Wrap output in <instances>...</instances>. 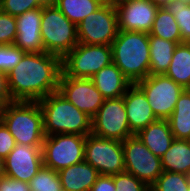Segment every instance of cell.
<instances>
[{"label": "cell", "instance_id": "cell-1", "mask_svg": "<svg viewBox=\"0 0 190 191\" xmlns=\"http://www.w3.org/2000/svg\"><path fill=\"white\" fill-rule=\"evenodd\" d=\"M61 73V57L46 52H26L7 73L8 89L13 101L38 102L58 91Z\"/></svg>", "mask_w": 190, "mask_h": 191}, {"label": "cell", "instance_id": "cell-2", "mask_svg": "<svg viewBox=\"0 0 190 191\" xmlns=\"http://www.w3.org/2000/svg\"><path fill=\"white\" fill-rule=\"evenodd\" d=\"M112 62L132 84L150 75L149 34L118 30L111 44Z\"/></svg>", "mask_w": 190, "mask_h": 191}, {"label": "cell", "instance_id": "cell-3", "mask_svg": "<svg viewBox=\"0 0 190 191\" xmlns=\"http://www.w3.org/2000/svg\"><path fill=\"white\" fill-rule=\"evenodd\" d=\"M46 136L54 134H91V117L80 111L58 91L38 101Z\"/></svg>", "mask_w": 190, "mask_h": 191}, {"label": "cell", "instance_id": "cell-4", "mask_svg": "<svg viewBox=\"0 0 190 191\" xmlns=\"http://www.w3.org/2000/svg\"><path fill=\"white\" fill-rule=\"evenodd\" d=\"M1 121L16 144L42 146L45 133L43 113L38 102L13 101L3 107Z\"/></svg>", "mask_w": 190, "mask_h": 191}, {"label": "cell", "instance_id": "cell-5", "mask_svg": "<svg viewBox=\"0 0 190 191\" xmlns=\"http://www.w3.org/2000/svg\"><path fill=\"white\" fill-rule=\"evenodd\" d=\"M41 38L44 52L63 58L77 44V26L56 6L42 7Z\"/></svg>", "mask_w": 190, "mask_h": 191}, {"label": "cell", "instance_id": "cell-6", "mask_svg": "<svg viewBox=\"0 0 190 191\" xmlns=\"http://www.w3.org/2000/svg\"><path fill=\"white\" fill-rule=\"evenodd\" d=\"M112 63L111 45L78 43L62 58V73L73 78L91 79Z\"/></svg>", "mask_w": 190, "mask_h": 191}, {"label": "cell", "instance_id": "cell-7", "mask_svg": "<svg viewBox=\"0 0 190 191\" xmlns=\"http://www.w3.org/2000/svg\"><path fill=\"white\" fill-rule=\"evenodd\" d=\"M86 136L54 134L42 144L43 166L56 172L84 161Z\"/></svg>", "mask_w": 190, "mask_h": 191}, {"label": "cell", "instance_id": "cell-8", "mask_svg": "<svg viewBox=\"0 0 190 191\" xmlns=\"http://www.w3.org/2000/svg\"><path fill=\"white\" fill-rule=\"evenodd\" d=\"M84 160L92 165L99 175L113 176L125 172L122 141L86 136Z\"/></svg>", "mask_w": 190, "mask_h": 191}, {"label": "cell", "instance_id": "cell-9", "mask_svg": "<svg viewBox=\"0 0 190 191\" xmlns=\"http://www.w3.org/2000/svg\"><path fill=\"white\" fill-rule=\"evenodd\" d=\"M118 33L116 8L105 2L77 25L78 43L111 45Z\"/></svg>", "mask_w": 190, "mask_h": 191}, {"label": "cell", "instance_id": "cell-10", "mask_svg": "<svg viewBox=\"0 0 190 191\" xmlns=\"http://www.w3.org/2000/svg\"><path fill=\"white\" fill-rule=\"evenodd\" d=\"M125 171L146 185H153L162 174L161 158L155 156L134 134L122 141Z\"/></svg>", "mask_w": 190, "mask_h": 191}, {"label": "cell", "instance_id": "cell-11", "mask_svg": "<svg viewBox=\"0 0 190 191\" xmlns=\"http://www.w3.org/2000/svg\"><path fill=\"white\" fill-rule=\"evenodd\" d=\"M136 84L143 90L153 113L160 120L171 116L177 99L185 90L165 74L148 75Z\"/></svg>", "mask_w": 190, "mask_h": 191}, {"label": "cell", "instance_id": "cell-12", "mask_svg": "<svg viewBox=\"0 0 190 191\" xmlns=\"http://www.w3.org/2000/svg\"><path fill=\"white\" fill-rule=\"evenodd\" d=\"M91 134L124 141L131 132L123 97L105 99L98 112L91 118Z\"/></svg>", "mask_w": 190, "mask_h": 191}, {"label": "cell", "instance_id": "cell-13", "mask_svg": "<svg viewBox=\"0 0 190 191\" xmlns=\"http://www.w3.org/2000/svg\"><path fill=\"white\" fill-rule=\"evenodd\" d=\"M58 92L91 118L105 101L92 79L68 77L63 73L59 79Z\"/></svg>", "mask_w": 190, "mask_h": 191}, {"label": "cell", "instance_id": "cell-14", "mask_svg": "<svg viewBox=\"0 0 190 191\" xmlns=\"http://www.w3.org/2000/svg\"><path fill=\"white\" fill-rule=\"evenodd\" d=\"M42 166V146L16 144L4 159V175L29 183Z\"/></svg>", "mask_w": 190, "mask_h": 191}, {"label": "cell", "instance_id": "cell-15", "mask_svg": "<svg viewBox=\"0 0 190 191\" xmlns=\"http://www.w3.org/2000/svg\"><path fill=\"white\" fill-rule=\"evenodd\" d=\"M118 30L150 33L159 6L151 0H134L115 6Z\"/></svg>", "mask_w": 190, "mask_h": 191}, {"label": "cell", "instance_id": "cell-16", "mask_svg": "<svg viewBox=\"0 0 190 191\" xmlns=\"http://www.w3.org/2000/svg\"><path fill=\"white\" fill-rule=\"evenodd\" d=\"M42 7L26 11L15 17L17 35L14 45L24 52L43 53L41 38Z\"/></svg>", "mask_w": 190, "mask_h": 191}, {"label": "cell", "instance_id": "cell-17", "mask_svg": "<svg viewBox=\"0 0 190 191\" xmlns=\"http://www.w3.org/2000/svg\"><path fill=\"white\" fill-rule=\"evenodd\" d=\"M123 99L128 124L133 134H137L141 129L158 120L148 103L145 93L137 84H132L126 90Z\"/></svg>", "mask_w": 190, "mask_h": 191}, {"label": "cell", "instance_id": "cell-18", "mask_svg": "<svg viewBox=\"0 0 190 191\" xmlns=\"http://www.w3.org/2000/svg\"><path fill=\"white\" fill-rule=\"evenodd\" d=\"M91 79L105 99L123 97L126 90L132 85L113 62L100 69Z\"/></svg>", "mask_w": 190, "mask_h": 191}, {"label": "cell", "instance_id": "cell-19", "mask_svg": "<svg viewBox=\"0 0 190 191\" xmlns=\"http://www.w3.org/2000/svg\"><path fill=\"white\" fill-rule=\"evenodd\" d=\"M62 189L66 191H90L99 176L98 171L85 160L58 172Z\"/></svg>", "mask_w": 190, "mask_h": 191}, {"label": "cell", "instance_id": "cell-20", "mask_svg": "<svg viewBox=\"0 0 190 191\" xmlns=\"http://www.w3.org/2000/svg\"><path fill=\"white\" fill-rule=\"evenodd\" d=\"M145 146L157 157H162L169 149L174 136L168 120H156L136 134Z\"/></svg>", "mask_w": 190, "mask_h": 191}, {"label": "cell", "instance_id": "cell-21", "mask_svg": "<svg viewBox=\"0 0 190 191\" xmlns=\"http://www.w3.org/2000/svg\"><path fill=\"white\" fill-rule=\"evenodd\" d=\"M162 167L167 172L190 173V140L174 139L161 157Z\"/></svg>", "mask_w": 190, "mask_h": 191}, {"label": "cell", "instance_id": "cell-22", "mask_svg": "<svg viewBox=\"0 0 190 191\" xmlns=\"http://www.w3.org/2000/svg\"><path fill=\"white\" fill-rule=\"evenodd\" d=\"M177 45L176 42L149 36L150 75H162L167 72Z\"/></svg>", "mask_w": 190, "mask_h": 191}, {"label": "cell", "instance_id": "cell-23", "mask_svg": "<svg viewBox=\"0 0 190 191\" xmlns=\"http://www.w3.org/2000/svg\"><path fill=\"white\" fill-rule=\"evenodd\" d=\"M167 120L175 139L190 140V89H185L179 96Z\"/></svg>", "mask_w": 190, "mask_h": 191}, {"label": "cell", "instance_id": "cell-24", "mask_svg": "<svg viewBox=\"0 0 190 191\" xmlns=\"http://www.w3.org/2000/svg\"><path fill=\"white\" fill-rule=\"evenodd\" d=\"M165 75L184 89H190V42L177 45Z\"/></svg>", "mask_w": 190, "mask_h": 191}, {"label": "cell", "instance_id": "cell-25", "mask_svg": "<svg viewBox=\"0 0 190 191\" xmlns=\"http://www.w3.org/2000/svg\"><path fill=\"white\" fill-rule=\"evenodd\" d=\"M105 2V0H55V6L77 26Z\"/></svg>", "mask_w": 190, "mask_h": 191}, {"label": "cell", "instance_id": "cell-26", "mask_svg": "<svg viewBox=\"0 0 190 191\" xmlns=\"http://www.w3.org/2000/svg\"><path fill=\"white\" fill-rule=\"evenodd\" d=\"M149 36H156L181 43V34L174 16L165 8L159 7Z\"/></svg>", "mask_w": 190, "mask_h": 191}, {"label": "cell", "instance_id": "cell-27", "mask_svg": "<svg viewBox=\"0 0 190 191\" xmlns=\"http://www.w3.org/2000/svg\"><path fill=\"white\" fill-rule=\"evenodd\" d=\"M31 191H62L58 172L42 166L38 173L29 181Z\"/></svg>", "mask_w": 190, "mask_h": 191}, {"label": "cell", "instance_id": "cell-28", "mask_svg": "<svg viewBox=\"0 0 190 191\" xmlns=\"http://www.w3.org/2000/svg\"><path fill=\"white\" fill-rule=\"evenodd\" d=\"M165 8L174 16L181 34V43L190 42V5L174 0Z\"/></svg>", "mask_w": 190, "mask_h": 191}, {"label": "cell", "instance_id": "cell-29", "mask_svg": "<svg viewBox=\"0 0 190 191\" xmlns=\"http://www.w3.org/2000/svg\"><path fill=\"white\" fill-rule=\"evenodd\" d=\"M160 191H189V176L183 173L163 171L153 184Z\"/></svg>", "mask_w": 190, "mask_h": 191}, {"label": "cell", "instance_id": "cell-30", "mask_svg": "<svg viewBox=\"0 0 190 191\" xmlns=\"http://www.w3.org/2000/svg\"><path fill=\"white\" fill-rule=\"evenodd\" d=\"M26 52L16 45H0V70L6 74L22 59Z\"/></svg>", "mask_w": 190, "mask_h": 191}, {"label": "cell", "instance_id": "cell-31", "mask_svg": "<svg viewBox=\"0 0 190 191\" xmlns=\"http://www.w3.org/2000/svg\"><path fill=\"white\" fill-rule=\"evenodd\" d=\"M40 7L37 0H0V11L15 17Z\"/></svg>", "mask_w": 190, "mask_h": 191}, {"label": "cell", "instance_id": "cell-32", "mask_svg": "<svg viewBox=\"0 0 190 191\" xmlns=\"http://www.w3.org/2000/svg\"><path fill=\"white\" fill-rule=\"evenodd\" d=\"M15 16L0 11V45H12L15 42L16 29Z\"/></svg>", "mask_w": 190, "mask_h": 191}, {"label": "cell", "instance_id": "cell-33", "mask_svg": "<svg viewBox=\"0 0 190 191\" xmlns=\"http://www.w3.org/2000/svg\"><path fill=\"white\" fill-rule=\"evenodd\" d=\"M116 191H145L146 184L128 172L112 176Z\"/></svg>", "mask_w": 190, "mask_h": 191}, {"label": "cell", "instance_id": "cell-34", "mask_svg": "<svg viewBox=\"0 0 190 191\" xmlns=\"http://www.w3.org/2000/svg\"><path fill=\"white\" fill-rule=\"evenodd\" d=\"M16 146L15 139L8 128L0 122V158L3 160L8 156L11 150Z\"/></svg>", "mask_w": 190, "mask_h": 191}, {"label": "cell", "instance_id": "cell-35", "mask_svg": "<svg viewBox=\"0 0 190 191\" xmlns=\"http://www.w3.org/2000/svg\"><path fill=\"white\" fill-rule=\"evenodd\" d=\"M0 191H31L29 183L5 175L0 177Z\"/></svg>", "mask_w": 190, "mask_h": 191}, {"label": "cell", "instance_id": "cell-36", "mask_svg": "<svg viewBox=\"0 0 190 191\" xmlns=\"http://www.w3.org/2000/svg\"><path fill=\"white\" fill-rule=\"evenodd\" d=\"M90 191H116L112 176L99 175Z\"/></svg>", "mask_w": 190, "mask_h": 191}, {"label": "cell", "instance_id": "cell-37", "mask_svg": "<svg viewBox=\"0 0 190 191\" xmlns=\"http://www.w3.org/2000/svg\"><path fill=\"white\" fill-rule=\"evenodd\" d=\"M13 102L8 89L7 74L0 70V104L5 107Z\"/></svg>", "mask_w": 190, "mask_h": 191}, {"label": "cell", "instance_id": "cell-38", "mask_svg": "<svg viewBox=\"0 0 190 191\" xmlns=\"http://www.w3.org/2000/svg\"><path fill=\"white\" fill-rule=\"evenodd\" d=\"M155 5L159 7H165L167 4L173 2L174 0H151Z\"/></svg>", "mask_w": 190, "mask_h": 191}, {"label": "cell", "instance_id": "cell-39", "mask_svg": "<svg viewBox=\"0 0 190 191\" xmlns=\"http://www.w3.org/2000/svg\"><path fill=\"white\" fill-rule=\"evenodd\" d=\"M131 1L134 0H106V2L112 4L114 7Z\"/></svg>", "mask_w": 190, "mask_h": 191}, {"label": "cell", "instance_id": "cell-40", "mask_svg": "<svg viewBox=\"0 0 190 191\" xmlns=\"http://www.w3.org/2000/svg\"><path fill=\"white\" fill-rule=\"evenodd\" d=\"M42 6L53 5L55 0H37Z\"/></svg>", "mask_w": 190, "mask_h": 191}, {"label": "cell", "instance_id": "cell-41", "mask_svg": "<svg viewBox=\"0 0 190 191\" xmlns=\"http://www.w3.org/2000/svg\"><path fill=\"white\" fill-rule=\"evenodd\" d=\"M4 175V160L0 158V177Z\"/></svg>", "mask_w": 190, "mask_h": 191}, {"label": "cell", "instance_id": "cell-42", "mask_svg": "<svg viewBox=\"0 0 190 191\" xmlns=\"http://www.w3.org/2000/svg\"><path fill=\"white\" fill-rule=\"evenodd\" d=\"M145 191H160V190L156 188L154 185H147Z\"/></svg>", "mask_w": 190, "mask_h": 191}, {"label": "cell", "instance_id": "cell-43", "mask_svg": "<svg viewBox=\"0 0 190 191\" xmlns=\"http://www.w3.org/2000/svg\"><path fill=\"white\" fill-rule=\"evenodd\" d=\"M2 110H3V106L0 104V122H1V118H2Z\"/></svg>", "mask_w": 190, "mask_h": 191}, {"label": "cell", "instance_id": "cell-44", "mask_svg": "<svg viewBox=\"0 0 190 191\" xmlns=\"http://www.w3.org/2000/svg\"><path fill=\"white\" fill-rule=\"evenodd\" d=\"M182 1L184 4L190 5V0H180Z\"/></svg>", "mask_w": 190, "mask_h": 191}]
</instances>
